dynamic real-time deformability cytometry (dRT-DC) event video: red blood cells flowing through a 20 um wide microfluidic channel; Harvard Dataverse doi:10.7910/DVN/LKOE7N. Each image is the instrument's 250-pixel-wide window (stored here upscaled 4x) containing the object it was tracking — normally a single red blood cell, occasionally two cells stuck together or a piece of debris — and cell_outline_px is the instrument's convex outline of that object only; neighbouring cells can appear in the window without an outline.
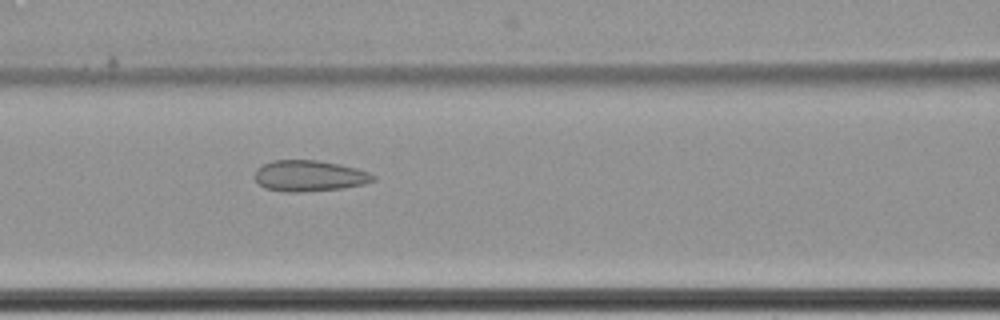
{"species": "common noctule bat (a hibernating species)", "species_latin": "Nyctalus noctula", "temperature_condition": "cold", "stored_images_in_passage": 62, "camera_frame_rate_fps": 3000, "um_per_image_px": 0.085, "animal": {"sex": "female", "body_mass_g": 22.7, "forearm_length_mm": 54.2}, "frame": {"image": 1, "passage_image": 29, "time_ms": 9.333, "image_size_px": [1000, 320], "cell_outline_px": [[376, 180], [364, 184], [344, 188], [300, 192], [288, 192], [264, 188], [256, 180], [256, 168], [272, 160], [316, 160], [340, 164], [356, 168], [368, 172], [376, 176]], "centroid_in_image_um": [26.32, 14.95], "position_along_channel_um": 140.3, "area_um2": 21.39}}
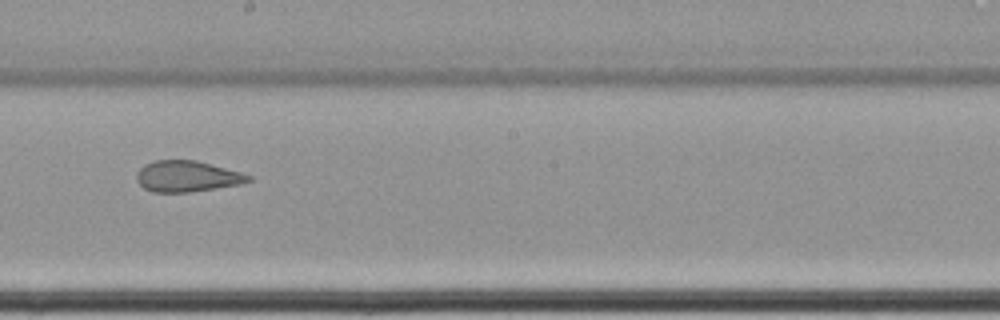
{"frame": {"image": 2, "passage_image": 37, "time_ms": 12.0, "image_size_px": [1000, 320], "cell_outline_px": [[252, 180], [240, 184], [216, 188], [188, 192], [152, 192], [144, 188], [136, 180], [136, 172], [144, 164], [156, 160], [196, 160], [240, 172], [252, 176]], "centroid_in_image_um": [15.87, 14.98], "position_along_channel_um": 232.3, "area_um2": 20.17}}
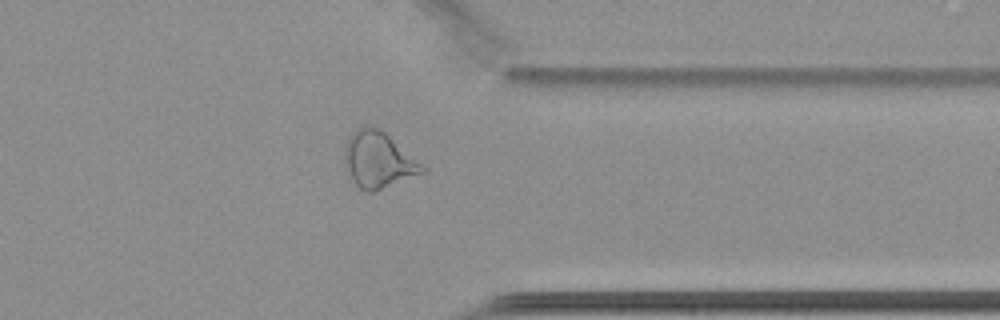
{"frame": {"image": 3, "passage_image": 50, "time_ms": 16.333, "image_size_px": [1000, 320], "cell_outline_px": [[428, 168], [424, 172], [372, 192], [368, 192], [360, 188], [352, 180], [344, 160], [344, 152], [348, 140], [352, 132], [368, 124], [384, 132]], "centroid_in_image_um": [32.16, 13.59], "position_along_channel_um": 379.2, "area_um2": 24.85}, "authors_computed_cell_mechanics": {"area_um2": 26.4435, "velocity_mm_per_s": 3.4559, "shape_relaxation_time_tau1_ms": null, "shape_relaxation_time_tau2_ms": 2.1953, "deformation_change_tau1": null, "deformation_change_tau2": 0.0912}}